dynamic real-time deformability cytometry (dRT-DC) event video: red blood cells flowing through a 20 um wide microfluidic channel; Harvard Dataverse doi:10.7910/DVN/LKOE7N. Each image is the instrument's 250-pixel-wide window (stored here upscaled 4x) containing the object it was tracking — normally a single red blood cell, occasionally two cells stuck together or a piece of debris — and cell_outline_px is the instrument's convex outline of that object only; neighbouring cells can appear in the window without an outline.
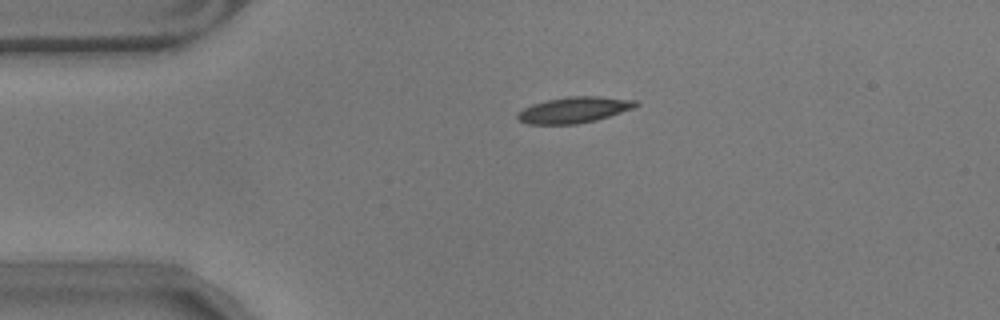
{"species": "common noctule bat (a hibernating species)", "species_latin": "Nyctalus noctula", "temperature_condition": "warm", "stored_images_in_passage": 33, "camera_frame_rate_fps": 3000, "um_per_image_px": 0.085, "animal": {"sex": "male", "body_mass_g": 17.9}, "frame": {"image": 1, "passage_image": 1, "time_ms": 0.0, "image_size_px": [1000, 320], "cell_outline_px": [[640, 104], [632, 108], [596, 120], [576, 124], [528, 124], [520, 120], [516, 116], [524, 108], [532, 104], [548, 100], [568, 96], [600, 96], [636, 100]], "centroid_in_image_um": [48.81, 9.33], "position_along_channel_um": 36.2, "area_um2": 17.69}}
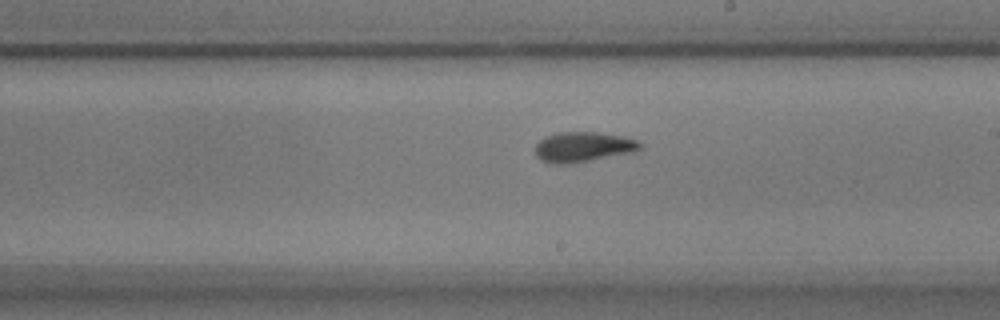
{"frame": {"image": 2, "passage_image": 21, "time_ms": 6.667, "image_size_px": [1000, 320], "cell_outline_px": [[640, 148], [636, 152], [568, 164], [552, 164], [540, 160], [536, 156], [536, 144], [544, 136], [556, 132], [596, 132], [624, 136], [636, 140], [640, 144]], "centroid_in_image_um": [49.54, 12.49], "position_along_channel_um": 239.5, "area_um2": 18.5}}
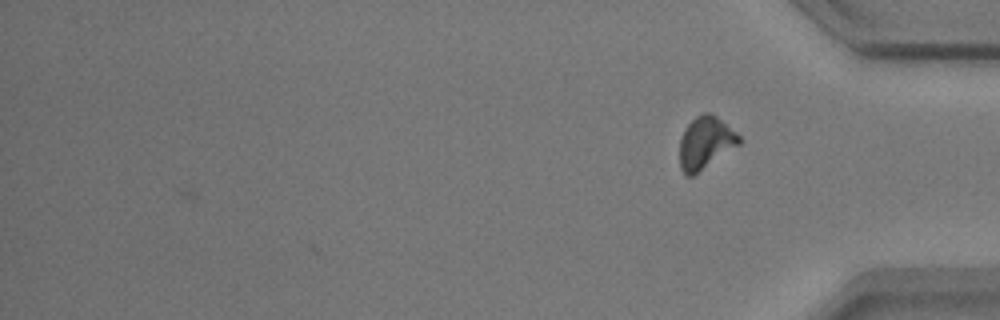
{"frame": {"image": 3, "passage_image": 33, "time_ms": 10.667, "image_size_px": [1000, 320], "cell_outline_px": [[744, 140], [740, 144], [692, 176], [688, 176], [680, 168], [680, 140], [684, 128], [696, 116], [704, 112], [712, 112], [736, 132]], "centroid_in_image_um": [59.98, 12.1], "position_along_channel_um": 375.2, "area_um2": 18.09}, "authors_computed_cell_mechanics": {"area_um2": 17.6868, "velocity_mm_per_s": 3.5281, "shape_relaxation_time_tau1_ms": 4.5474, "shape_relaxation_time_tau2_ms": 2.8342, "deformation_change_tau1": 0.1515, "deformation_change_tau2": 0.0804}}